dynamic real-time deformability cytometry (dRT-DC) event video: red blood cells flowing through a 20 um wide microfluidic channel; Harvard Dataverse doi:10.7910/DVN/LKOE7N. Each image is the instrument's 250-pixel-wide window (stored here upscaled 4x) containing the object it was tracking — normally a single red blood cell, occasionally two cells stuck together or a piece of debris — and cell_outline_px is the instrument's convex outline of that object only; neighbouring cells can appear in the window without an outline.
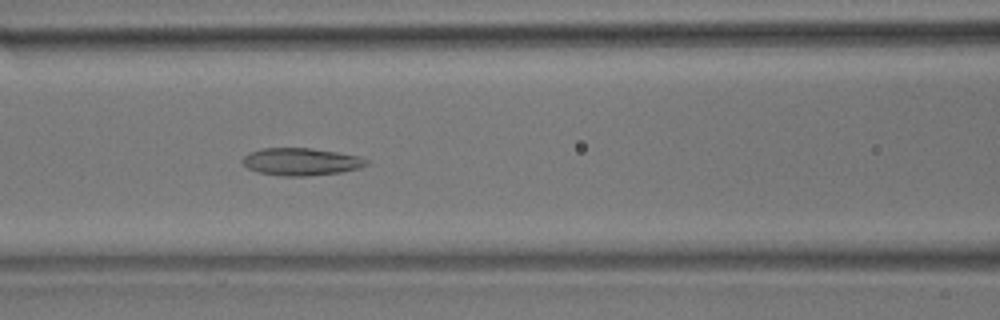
{"species": "common noctule bat (a hibernating species)", "species_latin": "Nyctalus noctula", "temperature_condition": "room temperature", "stored_images_in_passage": 40, "camera_frame_rate_fps": 3000, "um_per_image_px": 0.085, "animal": {"sex": "male", "body_mass_g": 17.9}, "frame": {"image": 1, "passage_image": 10, "time_ms": 3.0, "image_size_px": [1000, 320], "cell_outline_px": [[368, 164], [360, 168], [340, 172], [308, 176], [280, 176], [256, 172], [248, 168], [240, 160], [248, 152], [264, 148], [312, 148], [360, 156], [368, 160]], "centroid_in_image_um": [25.57, 13.75], "position_along_channel_um": 141.0, "area_um2": 19.94}}
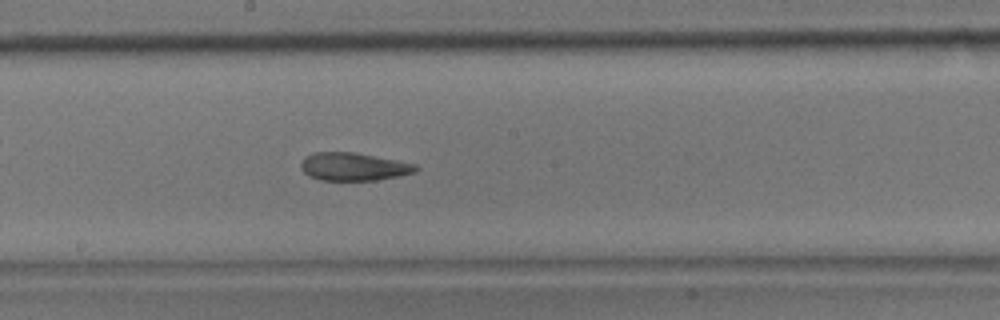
{"frame": {"image": 2, "passage_image": 16, "time_ms": 5.0, "image_size_px": [1000, 320], "cell_outline_px": [[420, 168], [416, 172], [400, 176], [376, 180], [320, 180], [308, 176], [300, 168], [300, 164], [304, 156], [316, 152], [352, 152], [396, 160], [416, 164]], "centroid_in_image_um": [30.04, 14.17], "position_along_channel_um": 218.2, "area_um2": 18.79}}
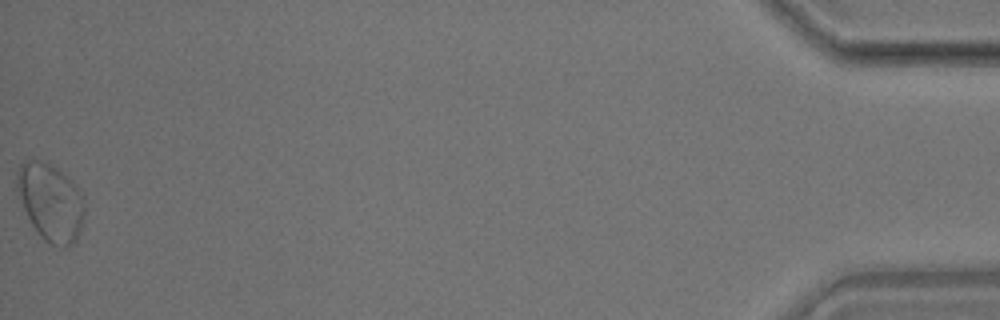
{"frame": {"image": 3, "passage_image": 40, "time_ms": 13.0, "image_size_px": [1000, 320], "cell_outline_px": [[84, 216], [80, 232], [76, 240], [72, 244], [48, 244], [44, 240], [32, 224], [24, 208], [16, 188], [16, 172], [20, 164], [24, 160], [40, 160], [56, 168], [68, 176], [72, 180], [84, 196]], "centroid_in_image_um": [4.31, 17.14], "position_along_channel_um": 430.9, "area_um2": 30.29}, "authors_computed_cell_mechanics": {"area_um2": 19.7387, "velocity_mm_per_s": 3.8689, "shape_relaxation_time_tau1_ms": null, "shape_relaxation_time_tau2_ms": 3.1507, "deformation_change_tau1": null, "deformation_change_tau2": 0.1129}}